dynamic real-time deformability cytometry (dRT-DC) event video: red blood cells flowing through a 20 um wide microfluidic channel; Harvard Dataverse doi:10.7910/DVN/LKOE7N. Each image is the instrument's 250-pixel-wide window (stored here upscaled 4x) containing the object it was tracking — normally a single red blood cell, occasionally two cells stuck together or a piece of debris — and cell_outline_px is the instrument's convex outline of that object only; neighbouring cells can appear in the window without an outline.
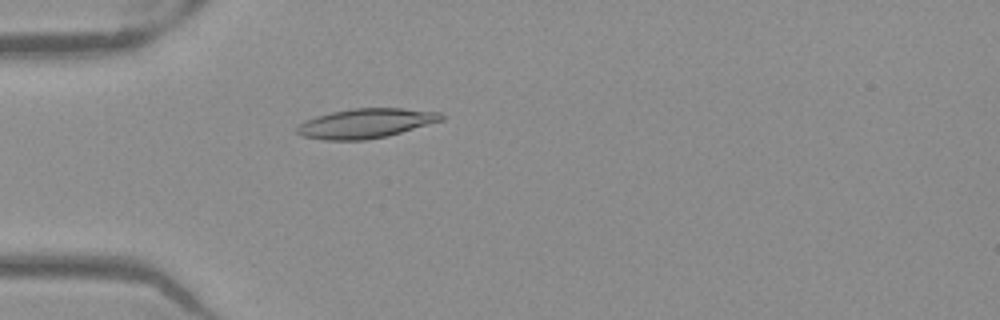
{"species": "Egyptian fruit bat (a non-hibernating species)", "species_latin": "Rousettus aegyptiacus", "temperature_condition": "warm", "stored_images_in_passage": 51, "camera_frame_rate_fps": 3000, "um_per_image_px": 0.085, "frame": {"image": 1, "passage_image": 15, "time_ms": 4.667, "image_size_px": [1000, 320], "cell_outline_px": [[444, 120], [388, 136], [364, 140], [324, 140], [304, 136], [296, 132], [296, 128], [304, 120], [316, 116], [332, 112], [352, 108], [404, 108], [440, 112], [444, 116]], "centroid_in_image_um": [31.11, 10.48], "position_along_channel_um": 53.9, "area_um2": 24.91}}
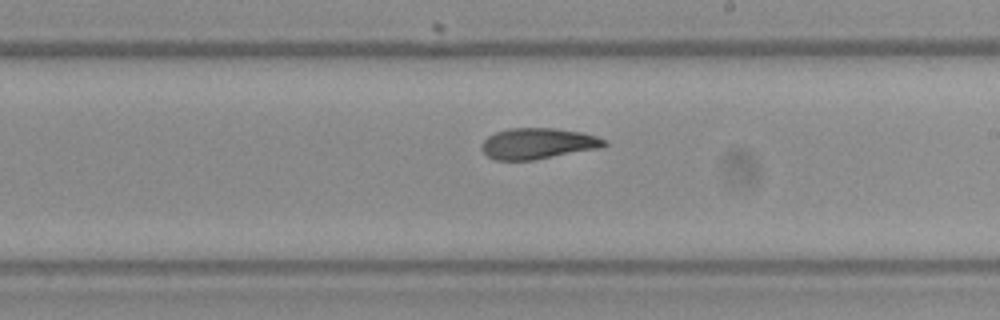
{"frame": {"image": 2, "passage_image": 30, "time_ms": 9.667, "image_size_px": [1000, 320], "cell_outline_px": [[608, 144], [604, 148], [532, 160], [492, 160], [480, 148], [480, 144], [488, 136], [496, 132], [508, 128], [556, 128], [580, 132], [596, 136], [608, 140]], "centroid_in_image_um": [45.75, 12.2], "position_along_channel_um": 243.3, "area_um2": 22.43}}
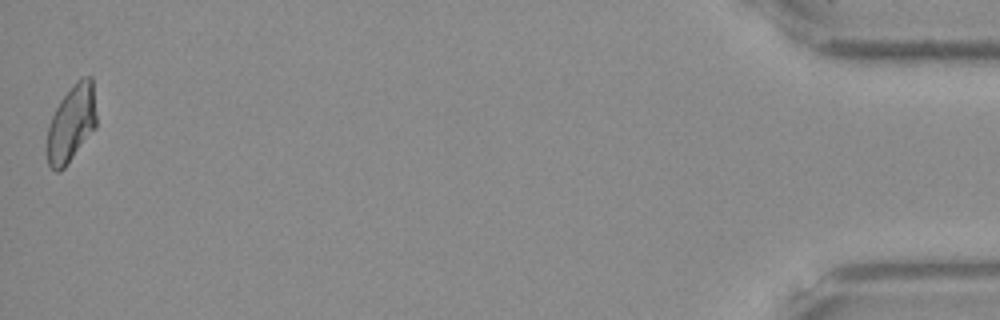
{"frame": {"image": 3, "passage_image": 51, "time_ms": 16.667, "image_size_px": [1000, 320], "cell_outline_px": [[96, 128], [64, 168], [60, 172], [56, 172], [48, 164], [48, 124], [60, 100], [76, 80], [84, 76], [92, 76], [96, 116]], "centroid_in_image_um": [6.08, 10.48], "position_along_channel_um": 429.1, "area_um2": 22.02}, "authors_computed_cell_mechanics": {"area_um2": 22.8888, "velocity_mm_per_s": 3.9606, "shape_relaxation_time_tau1_ms": null, "shape_relaxation_time_tau2_ms": 4.391, "deformation_change_tau1": null, "deformation_change_tau2": 0.1088}}